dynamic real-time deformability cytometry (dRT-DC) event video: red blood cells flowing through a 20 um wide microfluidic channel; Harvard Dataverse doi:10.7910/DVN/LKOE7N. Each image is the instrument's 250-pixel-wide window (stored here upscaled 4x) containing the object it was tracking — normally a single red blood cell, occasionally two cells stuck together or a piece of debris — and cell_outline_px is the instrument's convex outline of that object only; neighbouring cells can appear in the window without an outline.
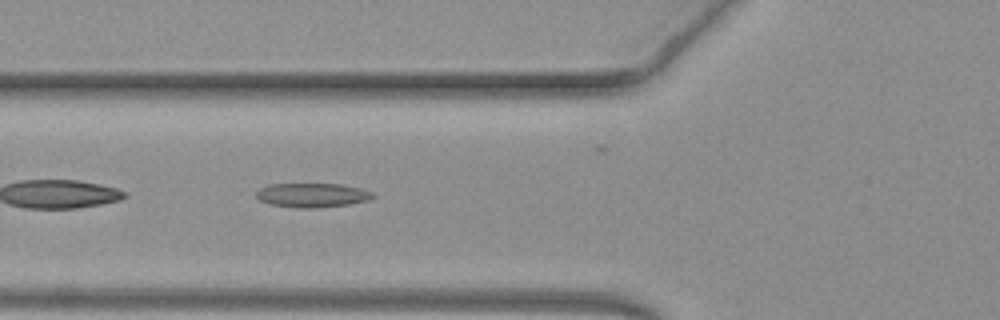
{"species": "common noctule bat (a hibernating species)", "species_latin": "Nyctalus noctula", "temperature_condition": "warm", "stored_images_in_passage": 27, "camera_frame_rate_fps": 3000, "um_per_image_px": 0.085, "animal": {"sex": "female", "body_mass_g": 19.3, "forearm_length_mm": 54.1}, "frame": {"image": 1, "passage_image": 10, "time_ms": 3.0, "image_size_px": [1000, 320], "cell_outline_px": [[376, 196], [368, 200], [348, 204], [316, 208], [296, 208], [268, 204], [260, 200], [256, 196], [256, 192], [260, 188], [268, 184], [340, 184], [360, 188], [372, 192]], "centroid_in_image_um": [26.52, 16.59], "position_along_channel_um": 99.3, "area_um2": 16.47}}
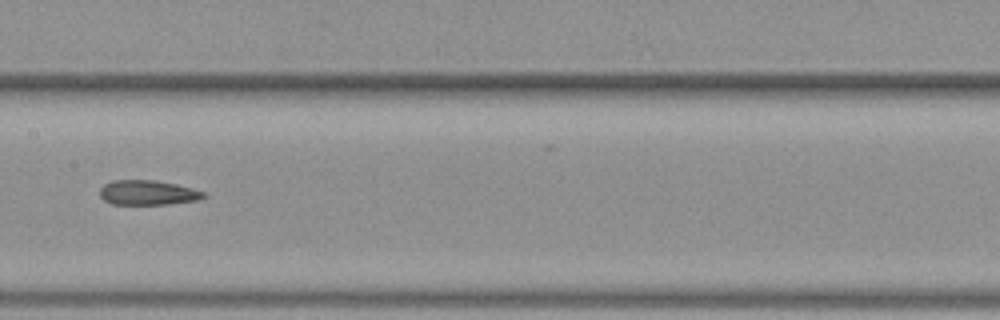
{"frame": {"image": 2, "passage_image": 17, "time_ms": 5.333, "image_size_px": [1000, 320], "cell_outline_px": [[208, 196], [200, 200], [168, 204], [112, 204], [104, 200], [100, 196], [100, 188], [104, 184], [112, 180], [152, 180], [176, 184], [192, 188], [204, 192]], "centroid_in_image_um": [12.58, 16.38], "position_along_channel_um": 194.8, "area_um2": 15.03}}
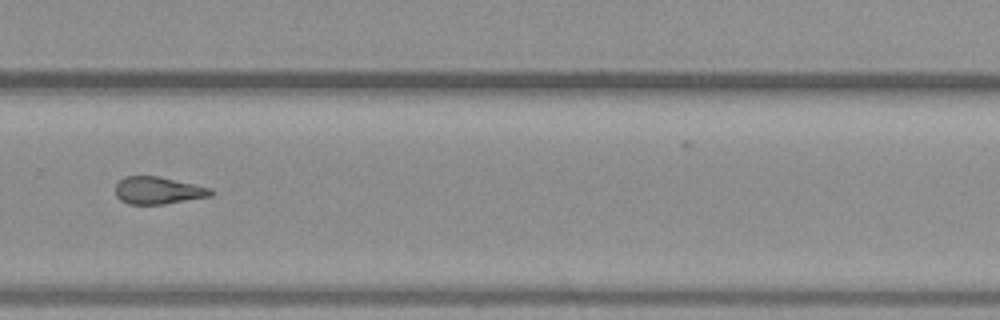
{"frame": {"image": 3, "passage_image": 26, "time_ms": 8.333, "image_size_px": [1000, 320], "cell_outline_px": [[216, 192], [212, 196], [164, 204], [128, 204], [120, 200], [116, 196], [116, 184], [124, 176], [156, 176], [212, 188]], "centroid_in_image_um": [13.46, 16.2], "position_along_channel_um": 316.3, "area_um2": 15.2}}